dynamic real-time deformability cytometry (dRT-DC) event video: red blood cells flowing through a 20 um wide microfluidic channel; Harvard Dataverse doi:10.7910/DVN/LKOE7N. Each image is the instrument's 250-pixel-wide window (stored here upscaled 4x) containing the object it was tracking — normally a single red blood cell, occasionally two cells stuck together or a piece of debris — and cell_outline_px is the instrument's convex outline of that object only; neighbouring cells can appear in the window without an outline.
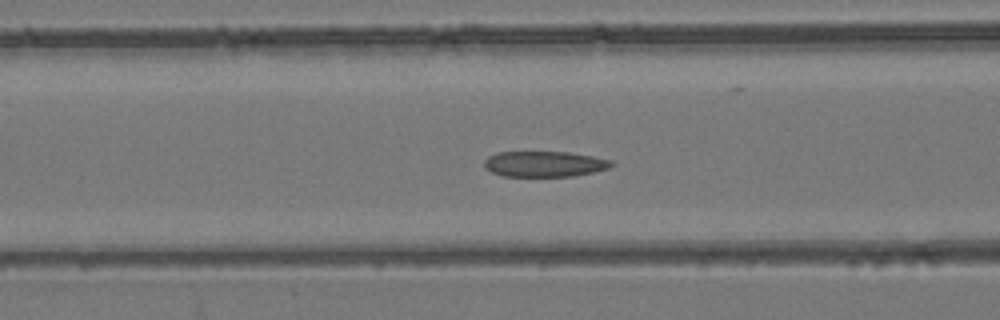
{"species": "common noctule bat (a hibernating species)", "species_latin": "Nyctalus noctula", "temperature_condition": "room temperature", "stored_images_in_passage": 46, "camera_frame_rate_fps": 3000, "um_per_image_px": 0.085, "animal": {"sex": "female", "body_mass_g": 24.6, "forearm_length_mm": 56.2}, "frame": {"image": 1, "passage_image": 14, "time_ms": 4.333, "image_size_px": [1000, 320], "cell_outline_px": [[616, 164], [608, 168], [592, 172], [572, 176], [504, 176], [492, 172], [484, 168], [484, 160], [488, 156], [496, 152], [568, 152], [592, 156], [612, 160]], "centroid_in_image_um": [46.26, 13.93], "position_along_channel_um": 120.3, "area_um2": 19.02}}
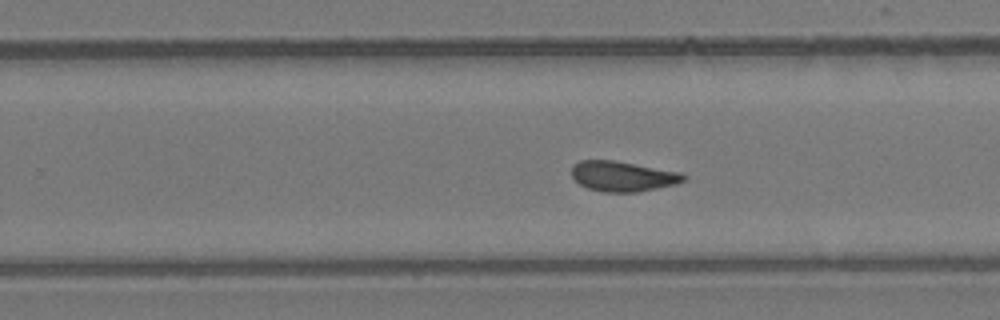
{"frame": {"image": 2, "passage_image": 26, "time_ms": 8.333, "image_size_px": [1000, 320], "cell_outline_px": [[688, 176], [684, 180], [676, 184], [636, 192], [604, 192], [588, 188], [580, 184], [572, 176], [572, 164], [580, 160], [612, 160], [680, 172]], "centroid_in_image_um": [52.92, 14.98], "position_along_channel_um": 276.9, "area_um2": 19.54}}
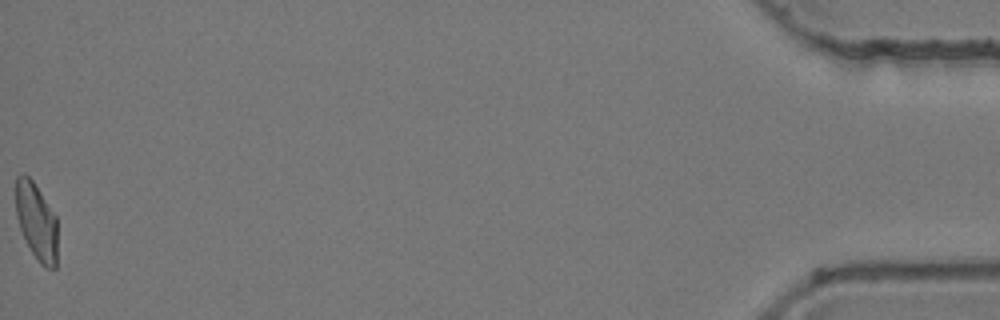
{"frame": {"image": 3, "passage_image": 46, "time_ms": 15.0, "image_size_px": [1000, 320], "cell_outline_px": [[56, 268], [48, 268], [40, 264], [32, 252], [20, 228], [16, 216], [16, 176], [24, 172], [32, 180], [56, 216]], "centroid_in_image_um": [3.08, 18.8], "position_along_channel_um": 432.1, "area_um2": 18.44}, "authors_computed_cell_mechanics": {"area_um2": 19.7387, "velocity_mm_per_s": 3.9193, "shape_relaxation_time_tau1_ms": null, "shape_relaxation_time_tau2_ms": 2.079, "deformation_change_tau1": null, "deformation_change_tau2": 0.0742}}